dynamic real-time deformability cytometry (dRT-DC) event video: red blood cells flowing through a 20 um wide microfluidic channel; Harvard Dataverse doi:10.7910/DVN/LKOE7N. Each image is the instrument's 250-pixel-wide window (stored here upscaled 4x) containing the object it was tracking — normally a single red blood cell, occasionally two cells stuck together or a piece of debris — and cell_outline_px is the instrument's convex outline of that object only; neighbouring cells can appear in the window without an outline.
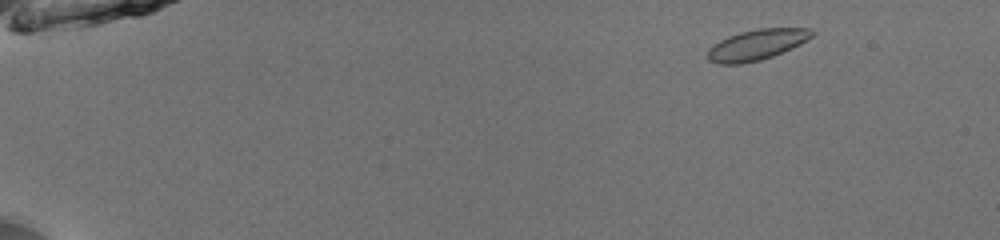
{"species": "common noctule bat (a hibernating species)", "species_latin": "Nyctalus noctula", "temperature_condition": "room temperature", "stored_images_in_passage": 49, "camera_frame_rate_fps": 3000, "um_per_image_px": 0.085, "animal": {"sex": "male", "body_mass_g": 13.0, "forearm_length_mm": 53.1}, "frame": {"image": 1, "passage_image": 3, "time_ms": 0.667, "image_size_px": [1000, 240], "cell_outline_px": [[816, 32], [812, 36], [800, 44], [792, 48], [772, 56], [760, 60], [740, 64], [720, 64], [708, 60], [708, 48], [720, 40], [728, 36], [740, 32], [760, 28], [812, 28]], "centroid_in_image_um": [64.33, 3.79], "position_along_channel_um": 20.7, "area_um2": 18.55}}
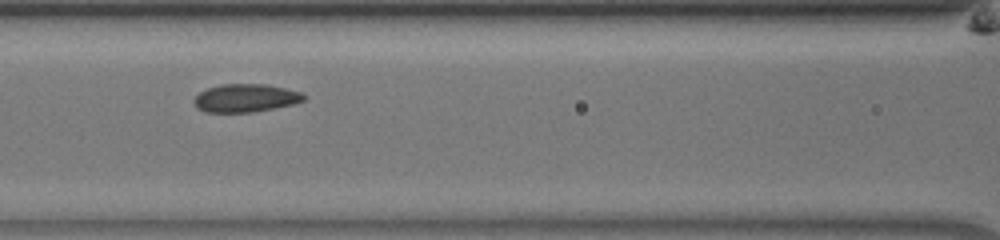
{"frame": {"image": 2, "passage_image": 22, "time_ms": 7.0, "image_size_px": [1000, 240], "cell_outline_px": [[308, 96], [304, 100], [292, 104], [276, 108], [252, 112], [204, 112], [196, 108], [192, 100], [200, 92], [208, 88], [220, 84], [264, 84], [284, 88], [300, 92]], "centroid_in_image_um": [20.85, 8.34], "position_along_channel_um": 145.7, "area_um2": 18.03}}
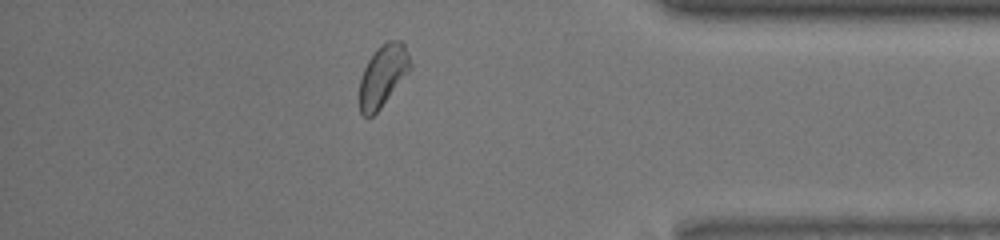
{"frame": {"image": 3, "passage_image": 43, "time_ms": 14.0, "image_size_px": [1000, 240], "cell_outline_px": [[412, 68], [380, 108], [372, 116], [364, 116], [360, 112], [360, 80], [364, 68], [368, 60], [380, 44], [388, 40], [400, 40], [404, 44], [408, 52], [412, 64]], "centroid_in_image_um": [32.56, 6.39], "position_along_channel_um": 402.6, "area_um2": 18.15}, "authors_computed_cell_mechanics": {"area_um2": 18.1492, "velocity_mm_per_s": 3.9583, "shape_relaxation_time_tau1_ms": 2.2426, "shape_relaxation_time_tau2_ms": 1.7341, "deformation_change_tau1": 0.0886, "deformation_change_tau2": 0.0382}}